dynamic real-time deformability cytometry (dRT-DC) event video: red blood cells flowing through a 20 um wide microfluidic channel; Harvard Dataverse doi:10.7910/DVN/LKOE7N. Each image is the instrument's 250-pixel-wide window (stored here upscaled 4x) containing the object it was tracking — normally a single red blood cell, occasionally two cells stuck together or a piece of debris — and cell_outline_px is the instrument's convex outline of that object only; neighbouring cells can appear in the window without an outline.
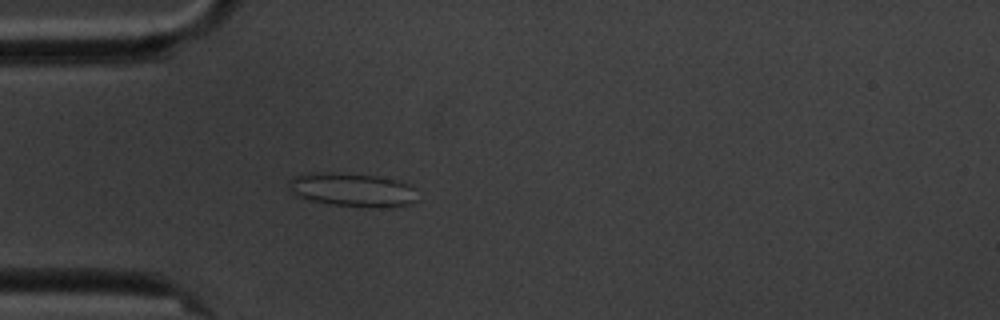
{"species": "common noctule bat (a hibernating species)", "species_latin": "Nyctalus noctula", "temperature_condition": "cold", "stored_images_in_passage": 3, "camera_frame_rate_fps": 3000, "um_per_image_px": 0.085, "animal": {"sex": "male", "body_mass_g": 20.1, "forearm_length_mm": 53.5}, "frame": {"image": 1, "passage_image": 3, "time_ms": 2.333, "image_size_px": [1000, 320], "cell_outline_px": [[416, 200], [412, 204], [392, 208], [380, 208], [332, 204], [312, 200], [300, 196], [292, 192], [288, 188], [288, 180], [296, 176], [308, 172], [312, 172], [376, 176], [396, 180], [408, 184], [416, 188]], "centroid_in_image_um": [30.01, 16.15], "position_along_channel_um": 55.0, "area_um2": 25.09}}